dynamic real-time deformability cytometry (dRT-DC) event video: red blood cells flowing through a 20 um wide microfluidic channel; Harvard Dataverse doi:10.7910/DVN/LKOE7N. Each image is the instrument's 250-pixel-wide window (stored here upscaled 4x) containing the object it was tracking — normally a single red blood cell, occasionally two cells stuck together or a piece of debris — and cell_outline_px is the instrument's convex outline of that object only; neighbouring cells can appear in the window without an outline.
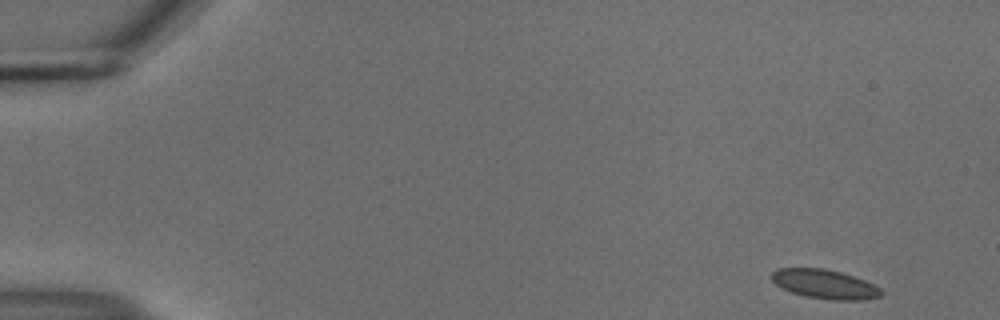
{"species": "common noctule bat (a hibernating species)", "species_latin": "Nyctalus noctula", "temperature_condition": "cold", "stored_images_in_passage": 52, "camera_frame_rate_fps": 3000, "um_per_image_px": 0.085, "animal": {"sex": "male", "body_mass_g": 18.8}, "frame": {"image": 1, "passage_image": 1, "time_ms": 0.0, "image_size_px": [1000, 320], "cell_outline_px": [[884, 296], [864, 300], [836, 300], [804, 296], [792, 292], [776, 284], [768, 276], [776, 268], [824, 268], [840, 272], [864, 280], [880, 288], [884, 292]], "centroid_in_image_um": [70.11, 24.15], "position_along_channel_um": 14.9, "area_um2": 18.67}}
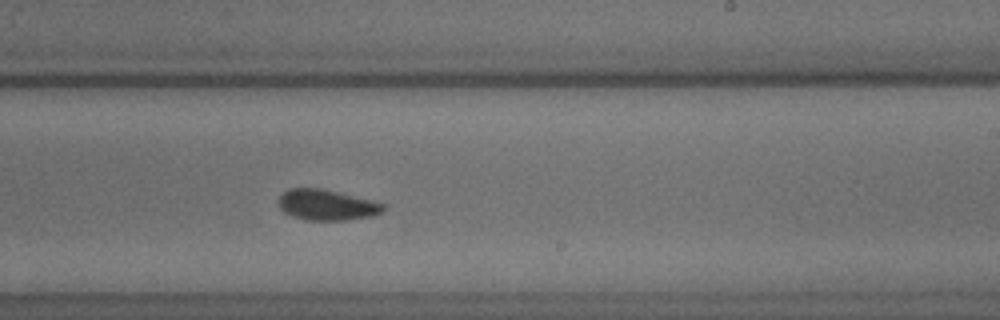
{"frame": {"image": 2, "passage_image": 31, "time_ms": 10.0, "image_size_px": [1000, 320], "cell_outline_px": [[384, 208], [380, 212], [372, 216], [348, 220], [304, 220], [292, 216], [284, 212], [280, 208], [280, 196], [288, 188], [324, 188], [384, 204]], "centroid_in_image_um": [27.74, 17.42], "position_along_channel_um": 261.3, "area_um2": 18.55}}
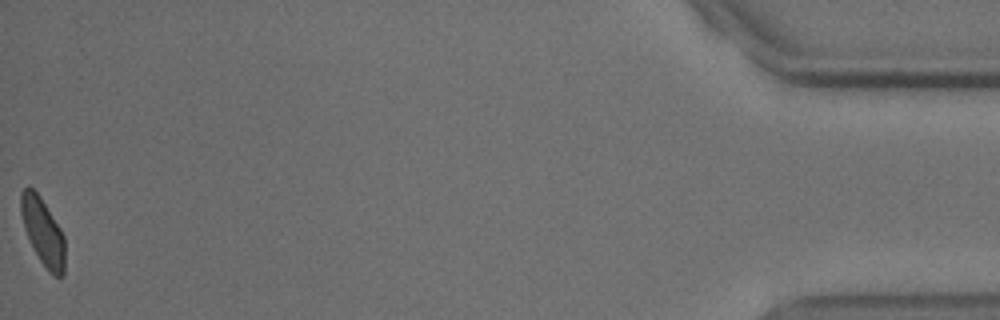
{"frame": {"image": 3, "passage_image": 52, "time_ms": 17.0, "image_size_px": [1000, 320], "cell_outline_px": [[64, 276], [52, 276], [48, 272], [40, 260], [24, 228], [20, 212], [20, 192], [28, 184], [40, 196], [60, 228], [64, 236]], "centroid_in_image_um": [3.63, 19.67], "position_along_channel_um": 431.6, "area_um2": 17.11}, "authors_computed_cell_mechanics": {"area_um2": 18.5827, "velocity_mm_per_s": 3.7098, "shape_relaxation_time_tau1_ms": 3.0536, "shape_relaxation_time_tau2_ms": 3.2619, "deformation_change_tau1": 0.057, "deformation_change_tau2": 0.0362}}